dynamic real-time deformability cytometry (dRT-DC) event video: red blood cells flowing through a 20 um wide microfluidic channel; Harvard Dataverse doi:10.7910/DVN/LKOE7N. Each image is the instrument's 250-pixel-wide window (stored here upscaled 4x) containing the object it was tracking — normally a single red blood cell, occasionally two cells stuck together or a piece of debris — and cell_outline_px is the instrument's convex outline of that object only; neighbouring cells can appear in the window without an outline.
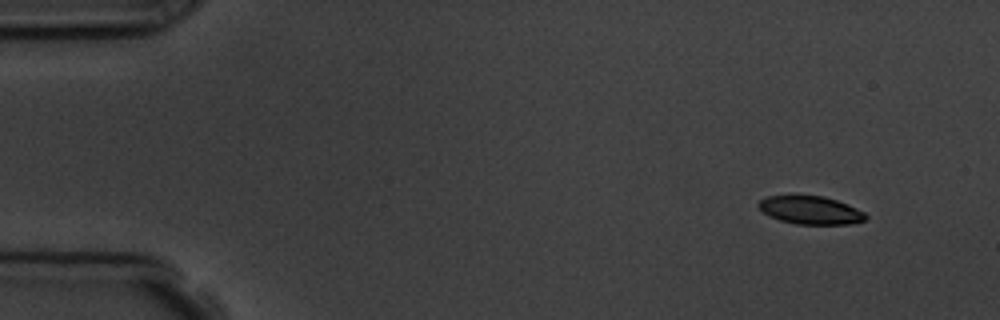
{"species": "common noctule bat (a hibernating species)", "species_latin": "Nyctalus noctula", "temperature_condition": "room temperature", "stored_images_in_passage": 4, "camera_frame_rate_fps": 3000, "um_per_image_px": 0.085, "animal": {"sex": "male", "body_mass_g": 19.5, "forearm_length_mm": 54.6}, "frame": {"image": 1, "passage_image": 1, "time_ms": 0.0, "image_size_px": [1000, 320], "cell_outline_px": [[868, 216], [864, 220], [852, 224], [796, 224], [780, 220], [768, 216], [756, 204], [760, 200], [768, 196], [824, 196], [848, 204], [864, 212]], "centroid_in_image_um": [68.9, 17.87], "position_along_channel_um": 16.1, "area_um2": 17.46}}
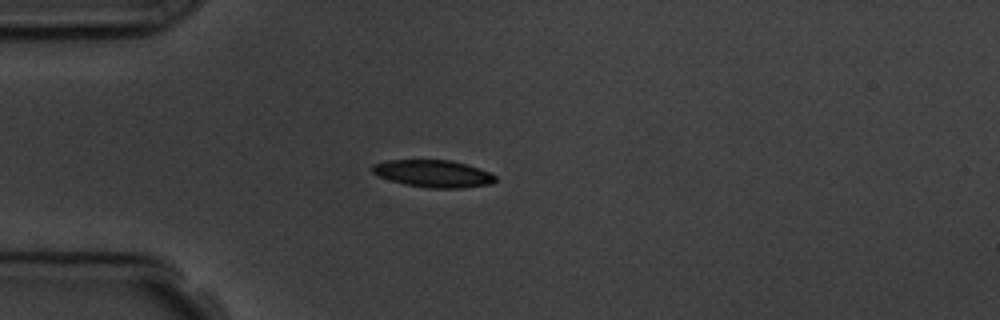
{"frame": {"image": 2, "passage_image": 3, "time_ms": 3.333, "image_size_px": [1000, 320], "cell_outline_px": [[496, 180], [492, 184], [464, 188], [428, 188], [404, 184], [376, 176], [372, 172], [372, 164], [388, 160], [448, 160], [468, 164], [480, 168], [496, 176]], "centroid_in_image_um": [36.82, 14.76], "position_along_channel_um": 48.2, "area_um2": 19.71}}